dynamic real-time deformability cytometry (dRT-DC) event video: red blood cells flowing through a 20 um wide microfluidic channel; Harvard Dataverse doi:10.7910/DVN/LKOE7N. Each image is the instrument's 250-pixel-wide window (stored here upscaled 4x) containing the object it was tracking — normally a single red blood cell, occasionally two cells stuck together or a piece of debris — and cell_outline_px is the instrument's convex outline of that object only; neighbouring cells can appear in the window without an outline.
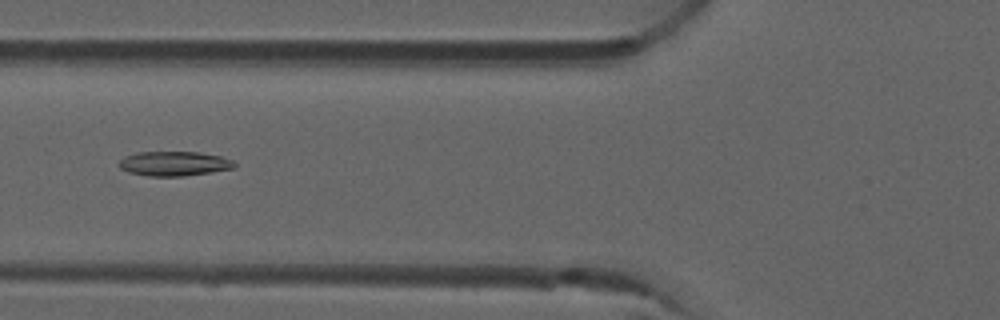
{"species": "common noctule bat (a hibernating species)", "species_latin": "Nyctalus noctula", "temperature_condition": "room temperature", "stored_images_in_passage": 51, "camera_frame_rate_fps": 3000, "um_per_image_px": 0.085, "animal": {"sex": "male", "forearm_length_mm": 52.5}, "frame": {"image": 1, "passage_image": 19, "time_ms": 6.0, "image_size_px": [1000, 320], "cell_outline_px": [[236, 168], [212, 172], [184, 176], [148, 176], [128, 172], [120, 168], [116, 164], [124, 156], [136, 152], [200, 152], [220, 156], [232, 160], [236, 164]], "centroid_in_image_um": [14.78, 13.91], "position_along_channel_um": 111.0, "area_um2": 16.7}}
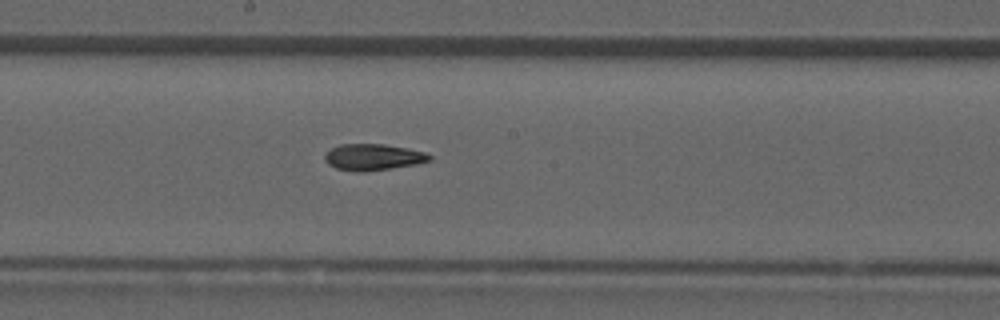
{"frame": {"image": 2, "passage_image": 27, "time_ms": 8.667, "image_size_px": [1000, 320], "cell_outline_px": [[432, 160], [416, 164], [392, 168], [360, 172], [336, 168], [328, 164], [324, 160], [324, 156], [332, 148], [340, 144], [384, 144], [408, 148], [424, 152], [432, 156]], "centroid_in_image_um": [31.73, 13.35], "position_along_channel_um": 216.5, "area_um2": 16.01}}
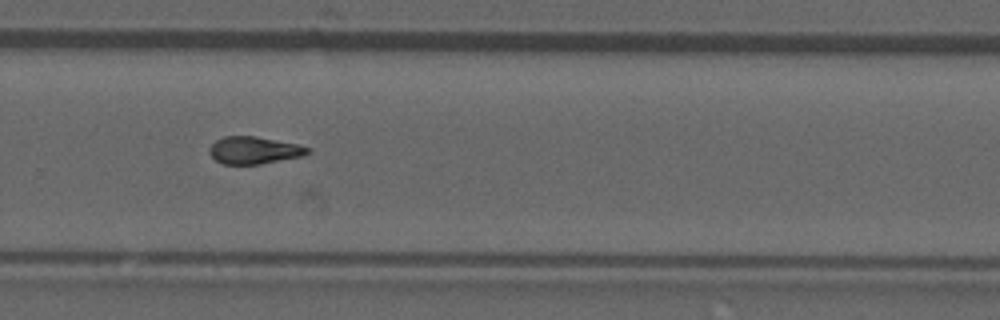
{"frame": {"image": 3, "passage_image": 34, "time_ms": 11.0, "image_size_px": [1000, 320], "cell_outline_px": [[308, 152], [304, 156], [260, 164], [224, 164], [216, 160], [208, 152], [208, 148], [216, 140], [224, 136], [256, 136], [296, 144], [308, 148]], "centroid_in_image_um": [21.55, 12.77], "position_along_channel_um": 308.2, "area_um2": 15.49}, "authors_computed_cell_mechanics": {"area_um2": 16.184, "velocity_mm_per_s": 3.9573, "shape_relaxation_time_tau1_ms": null, "shape_relaxation_time_tau2_ms": 3.3092, "deformation_change_tau1": null, "deformation_change_tau2": 0.1026}}